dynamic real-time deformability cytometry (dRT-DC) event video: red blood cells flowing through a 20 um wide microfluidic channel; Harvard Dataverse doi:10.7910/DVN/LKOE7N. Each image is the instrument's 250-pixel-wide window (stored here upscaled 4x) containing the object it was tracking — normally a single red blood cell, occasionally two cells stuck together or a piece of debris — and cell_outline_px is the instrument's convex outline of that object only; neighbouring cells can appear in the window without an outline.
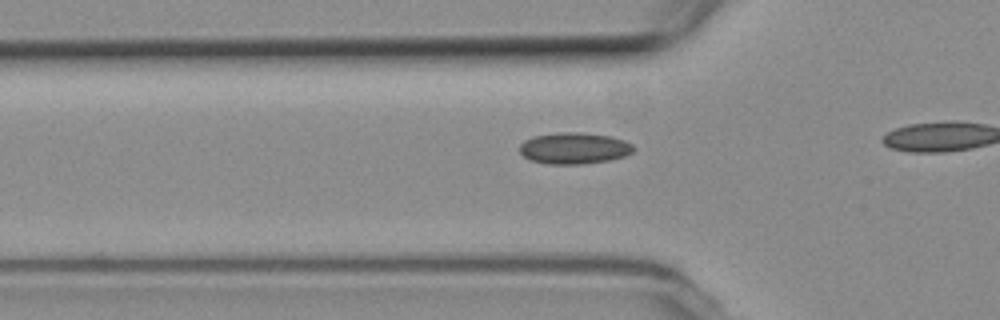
{"species": "common noctule bat (a hibernating species)", "species_latin": "Nyctalus noctula", "temperature_condition": "room temperature", "stored_images_in_passage": 13, "camera_frame_rate_fps": 3000, "um_per_image_px": 0.085, "animal": {"sex": "female", "body_mass_g": 19.3, "forearm_length_mm": 54.1}, "frame": {"image": 1, "passage_image": 8, "time_ms": 2.333, "image_size_px": [1000, 320], "cell_outline_px": [[636, 148], [632, 152], [624, 156], [608, 160], [580, 164], [548, 164], [532, 160], [524, 156], [520, 152], [520, 144], [524, 140], [532, 136], [560, 132], [580, 132], [612, 136], [624, 140], [632, 144]], "centroid_in_image_um": [48.81, 12.58], "position_along_channel_um": 77.0, "area_um2": 20.87}}
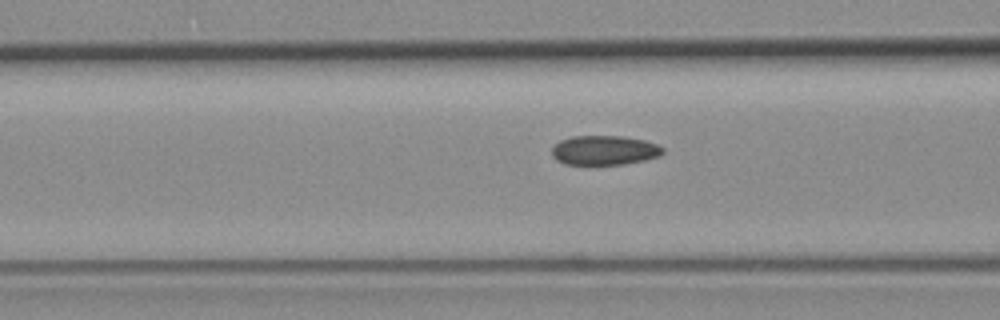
{"frame": {"image": 2, "passage_image": 11, "time_ms": 3.333, "image_size_px": [1000, 320], "cell_outline_px": [[664, 152], [660, 156], [644, 160], [624, 164], [564, 164], [556, 160], [552, 156], [552, 148], [560, 140], [572, 136], [620, 136], [644, 140], [656, 144], [664, 148]], "centroid_in_image_um": [51.37, 12.77], "position_along_channel_um": 115.2, "area_um2": 19.02}}